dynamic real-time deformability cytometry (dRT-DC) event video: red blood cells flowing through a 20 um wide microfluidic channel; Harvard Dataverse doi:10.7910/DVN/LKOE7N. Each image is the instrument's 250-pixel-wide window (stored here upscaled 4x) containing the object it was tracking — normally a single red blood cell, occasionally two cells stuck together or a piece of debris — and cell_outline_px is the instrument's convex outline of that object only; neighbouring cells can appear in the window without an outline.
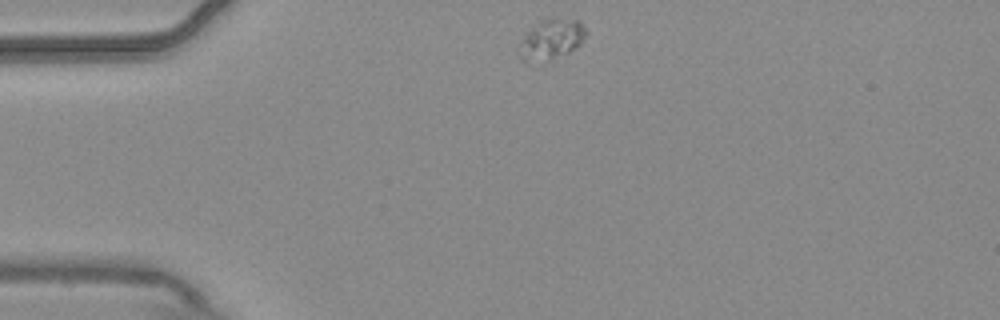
{"species": "common noctule bat (a hibernating species)", "species_latin": "Nyctalus noctula", "temperature_condition": "warm", "stored_images_in_passage": 5, "camera_frame_rate_fps": 3000, "um_per_image_px": 0.085, "animal": {"sex": "male", "body_mass_g": 20.4}, "frame": {"image": 1, "passage_image": 1, "time_ms": 0.0, "image_size_px": [1000, 320], "cell_outline_px": [[584, 36], [580, 44], [568, 52], [552, 60], [548, 60], [528, 48], [524, 40], [524, 36], [540, 20], [580, 20], [584, 28]], "centroid_in_image_um": [47.14, 3.19], "position_along_channel_um": 37.9, "area_um2": 12.89}}
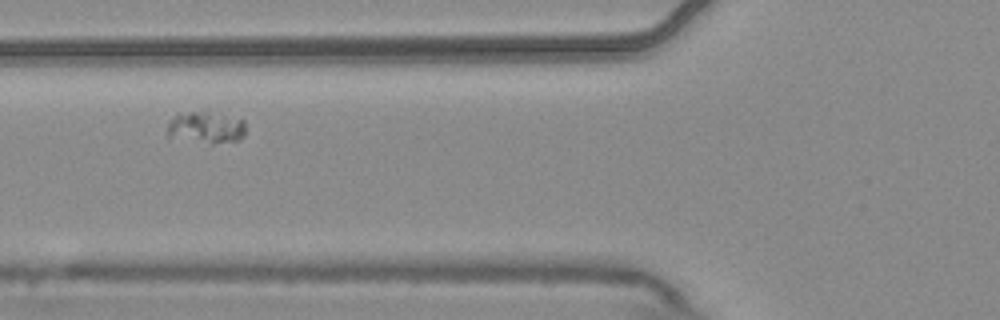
{"frame": {"image": 2, "passage_image": 3, "time_ms": 0.667, "image_size_px": [1000, 320], "cell_outline_px": [[244, 136], [240, 140], [212, 144], [168, 136], [168, 120], [176, 116], [188, 112], [208, 112], [244, 120]], "centroid_in_image_um": [17.53, 10.85], "position_along_channel_um": 108.3, "area_um2": 14.16}}
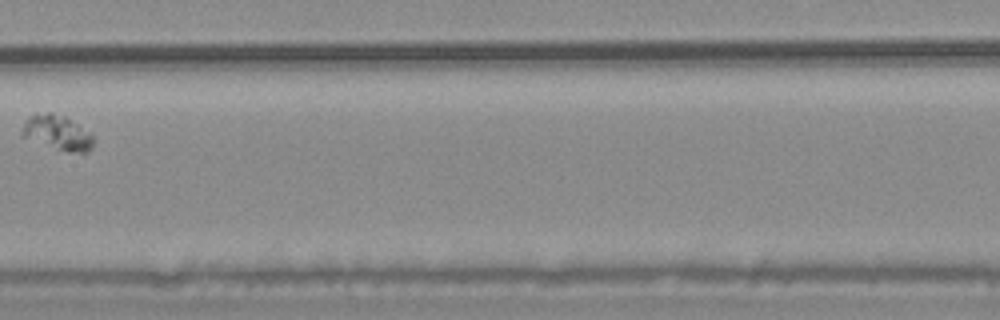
{"frame": {"image": 3, "passage_image": 5, "time_ms": 1.333, "image_size_px": [1000, 320], "cell_outline_px": [[92, 148], [88, 152], [68, 152], [20, 136], [20, 132], [24, 124], [36, 112], [52, 112], [64, 116], [88, 132], [92, 136]], "centroid_in_image_um": [4.85, 11.27], "position_along_channel_um": 202.6, "area_um2": 14.1}}